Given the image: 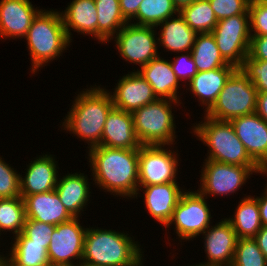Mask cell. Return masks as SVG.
I'll use <instances>...</instances> for the list:
<instances>
[{
    "mask_svg": "<svg viewBox=\"0 0 267 266\" xmlns=\"http://www.w3.org/2000/svg\"><path fill=\"white\" fill-rule=\"evenodd\" d=\"M258 169L259 166H239L205 160L198 191L206 198L234 195L253 173L257 174Z\"/></svg>",
    "mask_w": 267,
    "mask_h": 266,
    "instance_id": "9c48e42d",
    "label": "cell"
},
{
    "mask_svg": "<svg viewBox=\"0 0 267 266\" xmlns=\"http://www.w3.org/2000/svg\"><path fill=\"white\" fill-rule=\"evenodd\" d=\"M178 12L172 0H143L137 14L129 22L133 20L132 24L157 28L158 24Z\"/></svg>",
    "mask_w": 267,
    "mask_h": 266,
    "instance_id": "4dcf8cb0",
    "label": "cell"
},
{
    "mask_svg": "<svg viewBox=\"0 0 267 266\" xmlns=\"http://www.w3.org/2000/svg\"><path fill=\"white\" fill-rule=\"evenodd\" d=\"M95 185L104 192L134 198L139 187V149L96 146L88 149Z\"/></svg>",
    "mask_w": 267,
    "mask_h": 266,
    "instance_id": "6da1fadb",
    "label": "cell"
},
{
    "mask_svg": "<svg viewBox=\"0 0 267 266\" xmlns=\"http://www.w3.org/2000/svg\"><path fill=\"white\" fill-rule=\"evenodd\" d=\"M178 185V182H169L159 185L139 186L134 199L138 197L140 191H144L143 202L146 210L151 215L150 217L166 227L182 193L185 191V188L182 189L181 187L180 189Z\"/></svg>",
    "mask_w": 267,
    "mask_h": 266,
    "instance_id": "ac0fdd59",
    "label": "cell"
},
{
    "mask_svg": "<svg viewBox=\"0 0 267 266\" xmlns=\"http://www.w3.org/2000/svg\"><path fill=\"white\" fill-rule=\"evenodd\" d=\"M223 219L214 226L210 225L202 233L205 256L208 259L199 263V266L232 265L238 237L230 222L226 218Z\"/></svg>",
    "mask_w": 267,
    "mask_h": 266,
    "instance_id": "5bb4252c",
    "label": "cell"
},
{
    "mask_svg": "<svg viewBox=\"0 0 267 266\" xmlns=\"http://www.w3.org/2000/svg\"><path fill=\"white\" fill-rule=\"evenodd\" d=\"M154 29L156 28L128 22L111 40L114 39L122 59L143 67L160 56L157 49L159 44L156 34L158 33Z\"/></svg>",
    "mask_w": 267,
    "mask_h": 266,
    "instance_id": "8fae6325",
    "label": "cell"
},
{
    "mask_svg": "<svg viewBox=\"0 0 267 266\" xmlns=\"http://www.w3.org/2000/svg\"><path fill=\"white\" fill-rule=\"evenodd\" d=\"M194 0H172L174 5L180 10L182 7L189 5L193 2Z\"/></svg>",
    "mask_w": 267,
    "mask_h": 266,
    "instance_id": "7dc6e473",
    "label": "cell"
},
{
    "mask_svg": "<svg viewBox=\"0 0 267 266\" xmlns=\"http://www.w3.org/2000/svg\"><path fill=\"white\" fill-rule=\"evenodd\" d=\"M190 53L197 72H205L228 65L221 56L212 33H197Z\"/></svg>",
    "mask_w": 267,
    "mask_h": 266,
    "instance_id": "f1b7e54d",
    "label": "cell"
},
{
    "mask_svg": "<svg viewBox=\"0 0 267 266\" xmlns=\"http://www.w3.org/2000/svg\"><path fill=\"white\" fill-rule=\"evenodd\" d=\"M126 232L87 227L81 263L98 266H144L143 251Z\"/></svg>",
    "mask_w": 267,
    "mask_h": 266,
    "instance_id": "3957f363",
    "label": "cell"
},
{
    "mask_svg": "<svg viewBox=\"0 0 267 266\" xmlns=\"http://www.w3.org/2000/svg\"><path fill=\"white\" fill-rule=\"evenodd\" d=\"M167 145H142L139 148V186L177 182L178 150ZM173 151V152H172Z\"/></svg>",
    "mask_w": 267,
    "mask_h": 266,
    "instance_id": "7c38bea8",
    "label": "cell"
},
{
    "mask_svg": "<svg viewBox=\"0 0 267 266\" xmlns=\"http://www.w3.org/2000/svg\"><path fill=\"white\" fill-rule=\"evenodd\" d=\"M89 178L84 173H67L58 178L55 191L66 210L73 217H80L90 198Z\"/></svg>",
    "mask_w": 267,
    "mask_h": 266,
    "instance_id": "d4e9b609",
    "label": "cell"
},
{
    "mask_svg": "<svg viewBox=\"0 0 267 266\" xmlns=\"http://www.w3.org/2000/svg\"><path fill=\"white\" fill-rule=\"evenodd\" d=\"M230 122L250 158L258 166L267 165V122L256 112Z\"/></svg>",
    "mask_w": 267,
    "mask_h": 266,
    "instance_id": "2e32d148",
    "label": "cell"
},
{
    "mask_svg": "<svg viewBox=\"0 0 267 266\" xmlns=\"http://www.w3.org/2000/svg\"><path fill=\"white\" fill-rule=\"evenodd\" d=\"M207 198L198 190L184 191L173 211L166 228L175 225V233L179 241H189L202 234L211 224L210 206L207 204Z\"/></svg>",
    "mask_w": 267,
    "mask_h": 266,
    "instance_id": "ba28073f",
    "label": "cell"
},
{
    "mask_svg": "<svg viewBox=\"0 0 267 266\" xmlns=\"http://www.w3.org/2000/svg\"><path fill=\"white\" fill-rule=\"evenodd\" d=\"M79 266H98V265H90V264H87V263H81Z\"/></svg>",
    "mask_w": 267,
    "mask_h": 266,
    "instance_id": "681fc988",
    "label": "cell"
},
{
    "mask_svg": "<svg viewBox=\"0 0 267 266\" xmlns=\"http://www.w3.org/2000/svg\"><path fill=\"white\" fill-rule=\"evenodd\" d=\"M257 90L248 76L236 68L218 95L213 106L204 113L206 116L220 121L256 112Z\"/></svg>",
    "mask_w": 267,
    "mask_h": 266,
    "instance_id": "52a82bcc",
    "label": "cell"
},
{
    "mask_svg": "<svg viewBox=\"0 0 267 266\" xmlns=\"http://www.w3.org/2000/svg\"><path fill=\"white\" fill-rule=\"evenodd\" d=\"M14 238V239H13ZM9 256L23 266H49L48 250L44 244L30 243L22 233L14 236Z\"/></svg>",
    "mask_w": 267,
    "mask_h": 266,
    "instance_id": "f546056e",
    "label": "cell"
},
{
    "mask_svg": "<svg viewBox=\"0 0 267 266\" xmlns=\"http://www.w3.org/2000/svg\"><path fill=\"white\" fill-rule=\"evenodd\" d=\"M41 10L35 8L30 0H1L0 39L25 38L33 19Z\"/></svg>",
    "mask_w": 267,
    "mask_h": 266,
    "instance_id": "e0dca14e",
    "label": "cell"
},
{
    "mask_svg": "<svg viewBox=\"0 0 267 266\" xmlns=\"http://www.w3.org/2000/svg\"><path fill=\"white\" fill-rule=\"evenodd\" d=\"M231 266H267V259L253 238H239Z\"/></svg>",
    "mask_w": 267,
    "mask_h": 266,
    "instance_id": "836d02e7",
    "label": "cell"
},
{
    "mask_svg": "<svg viewBox=\"0 0 267 266\" xmlns=\"http://www.w3.org/2000/svg\"><path fill=\"white\" fill-rule=\"evenodd\" d=\"M256 198L258 202L262 226H267V196L262 192V195L259 197L256 196Z\"/></svg>",
    "mask_w": 267,
    "mask_h": 266,
    "instance_id": "f6af8a7d",
    "label": "cell"
},
{
    "mask_svg": "<svg viewBox=\"0 0 267 266\" xmlns=\"http://www.w3.org/2000/svg\"><path fill=\"white\" fill-rule=\"evenodd\" d=\"M1 259H2V255L0 254V266H1Z\"/></svg>",
    "mask_w": 267,
    "mask_h": 266,
    "instance_id": "816d5d0a",
    "label": "cell"
},
{
    "mask_svg": "<svg viewBox=\"0 0 267 266\" xmlns=\"http://www.w3.org/2000/svg\"><path fill=\"white\" fill-rule=\"evenodd\" d=\"M53 156L51 154L37 156L27 165L25 176H20L21 196L55 190L59 178L57 170L59 166Z\"/></svg>",
    "mask_w": 267,
    "mask_h": 266,
    "instance_id": "d6986e66",
    "label": "cell"
},
{
    "mask_svg": "<svg viewBox=\"0 0 267 266\" xmlns=\"http://www.w3.org/2000/svg\"><path fill=\"white\" fill-rule=\"evenodd\" d=\"M49 266H68V265H49Z\"/></svg>",
    "mask_w": 267,
    "mask_h": 266,
    "instance_id": "f907efd6",
    "label": "cell"
},
{
    "mask_svg": "<svg viewBox=\"0 0 267 266\" xmlns=\"http://www.w3.org/2000/svg\"><path fill=\"white\" fill-rule=\"evenodd\" d=\"M217 20L236 15H249L250 0H208Z\"/></svg>",
    "mask_w": 267,
    "mask_h": 266,
    "instance_id": "74e56055",
    "label": "cell"
},
{
    "mask_svg": "<svg viewBox=\"0 0 267 266\" xmlns=\"http://www.w3.org/2000/svg\"><path fill=\"white\" fill-rule=\"evenodd\" d=\"M21 197L25 203L26 219L56 226L73 218L55 190Z\"/></svg>",
    "mask_w": 267,
    "mask_h": 266,
    "instance_id": "44dd1931",
    "label": "cell"
},
{
    "mask_svg": "<svg viewBox=\"0 0 267 266\" xmlns=\"http://www.w3.org/2000/svg\"><path fill=\"white\" fill-rule=\"evenodd\" d=\"M240 68L253 82L258 93H267V61L255 60L247 55Z\"/></svg>",
    "mask_w": 267,
    "mask_h": 266,
    "instance_id": "d590c367",
    "label": "cell"
},
{
    "mask_svg": "<svg viewBox=\"0 0 267 266\" xmlns=\"http://www.w3.org/2000/svg\"><path fill=\"white\" fill-rule=\"evenodd\" d=\"M68 4L60 13L70 42L73 35L71 30L98 40V16L94 0H72Z\"/></svg>",
    "mask_w": 267,
    "mask_h": 266,
    "instance_id": "cb8c5ba5",
    "label": "cell"
},
{
    "mask_svg": "<svg viewBox=\"0 0 267 266\" xmlns=\"http://www.w3.org/2000/svg\"><path fill=\"white\" fill-rule=\"evenodd\" d=\"M56 226L36 221L33 219H26L23 226L22 234L30 239V243L44 244V247L48 250L51 234Z\"/></svg>",
    "mask_w": 267,
    "mask_h": 266,
    "instance_id": "8d00e7d4",
    "label": "cell"
},
{
    "mask_svg": "<svg viewBox=\"0 0 267 266\" xmlns=\"http://www.w3.org/2000/svg\"><path fill=\"white\" fill-rule=\"evenodd\" d=\"M251 36L267 35V3L250 0L248 7Z\"/></svg>",
    "mask_w": 267,
    "mask_h": 266,
    "instance_id": "f35d334b",
    "label": "cell"
},
{
    "mask_svg": "<svg viewBox=\"0 0 267 266\" xmlns=\"http://www.w3.org/2000/svg\"><path fill=\"white\" fill-rule=\"evenodd\" d=\"M251 195L240 199L231 218H226L239 238H253L262 228L257 198Z\"/></svg>",
    "mask_w": 267,
    "mask_h": 266,
    "instance_id": "4316f807",
    "label": "cell"
},
{
    "mask_svg": "<svg viewBox=\"0 0 267 266\" xmlns=\"http://www.w3.org/2000/svg\"><path fill=\"white\" fill-rule=\"evenodd\" d=\"M143 0H119L123 17L129 22L136 14Z\"/></svg>",
    "mask_w": 267,
    "mask_h": 266,
    "instance_id": "b9f144b4",
    "label": "cell"
},
{
    "mask_svg": "<svg viewBox=\"0 0 267 266\" xmlns=\"http://www.w3.org/2000/svg\"><path fill=\"white\" fill-rule=\"evenodd\" d=\"M235 69V66L228 64L213 70L200 71L188 82L187 89L198 98L203 109L205 107L204 113L216 102L219 93Z\"/></svg>",
    "mask_w": 267,
    "mask_h": 266,
    "instance_id": "603a6c76",
    "label": "cell"
},
{
    "mask_svg": "<svg viewBox=\"0 0 267 266\" xmlns=\"http://www.w3.org/2000/svg\"><path fill=\"white\" fill-rule=\"evenodd\" d=\"M20 172L0 157V199L20 197Z\"/></svg>",
    "mask_w": 267,
    "mask_h": 266,
    "instance_id": "e575fe53",
    "label": "cell"
},
{
    "mask_svg": "<svg viewBox=\"0 0 267 266\" xmlns=\"http://www.w3.org/2000/svg\"><path fill=\"white\" fill-rule=\"evenodd\" d=\"M98 16V41L109 43L128 23L120 10L119 0H94Z\"/></svg>",
    "mask_w": 267,
    "mask_h": 266,
    "instance_id": "83f0119b",
    "label": "cell"
},
{
    "mask_svg": "<svg viewBox=\"0 0 267 266\" xmlns=\"http://www.w3.org/2000/svg\"><path fill=\"white\" fill-rule=\"evenodd\" d=\"M158 26L161 30V33L157 35L159 36V47L162 46L167 52H175L176 54L191 51L197 33L187 25L179 12L178 15L169 17Z\"/></svg>",
    "mask_w": 267,
    "mask_h": 266,
    "instance_id": "484cf974",
    "label": "cell"
},
{
    "mask_svg": "<svg viewBox=\"0 0 267 266\" xmlns=\"http://www.w3.org/2000/svg\"><path fill=\"white\" fill-rule=\"evenodd\" d=\"M203 119L204 122L199 121L191 129L194 135L198 136V140L209 149L204 160L239 166H258L236 136L230 121L215 120L206 115Z\"/></svg>",
    "mask_w": 267,
    "mask_h": 266,
    "instance_id": "5b68a950",
    "label": "cell"
},
{
    "mask_svg": "<svg viewBox=\"0 0 267 266\" xmlns=\"http://www.w3.org/2000/svg\"><path fill=\"white\" fill-rule=\"evenodd\" d=\"M137 71L152 86L158 99L181 101L177 91L180 82L176 78L170 60L158 56Z\"/></svg>",
    "mask_w": 267,
    "mask_h": 266,
    "instance_id": "7402d4cb",
    "label": "cell"
},
{
    "mask_svg": "<svg viewBox=\"0 0 267 266\" xmlns=\"http://www.w3.org/2000/svg\"><path fill=\"white\" fill-rule=\"evenodd\" d=\"M25 39L32 62V74L62 56L71 43L65 31L62 15L54 9H42L37 14Z\"/></svg>",
    "mask_w": 267,
    "mask_h": 266,
    "instance_id": "277c9868",
    "label": "cell"
},
{
    "mask_svg": "<svg viewBox=\"0 0 267 266\" xmlns=\"http://www.w3.org/2000/svg\"><path fill=\"white\" fill-rule=\"evenodd\" d=\"M25 220V203L21 196L0 199V236L3 231L14 236L22 233Z\"/></svg>",
    "mask_w": 267,
    "mask_h": 266,
    "instance_id": "d6a6232c",
    "label": "cell"
},
{
    "mask_svg": "<svg viewBox=\"0 0 267 266\" xmlns=\"http://www.w3.org/2000/svg\"><path fill=\"white\" fill-rule=\"evenodd\" d=\"M211 33L223 59L228 64L240 68L249 52V15H236L219 20Z\"/></svg>",
    "mask_w": 267,
    "mask_h": 266,
    "instance_id": "30bf717a",
    "label": "cell"
},
{
    "mask_svg": "<svg viewBox=\"0 0 267 266\" xmlns=\"http://www.w3.org/2000/svg\"><path fill=\"white\" fill-rule=\"evenodd\" d=\"M1 266H23V265L17 264L11 257H9L8 254L7 256H4L3 254L1 259Z\"/></svg>",
    "mask_w": 267,
    "mask_h": 266,
    "instance_id": "bcb514c9",
    "label": "cell"
},
{
    "mask_svg": "<svg viewBox=\"0 0 267 266\" xmlns=\"http://www.w3.org/2000/svg\"><path fill=\"white\" fill-rule=\"evenodd\" d=\"M133 71L117 81L114 92L108 90L114 108L130 113L158 99L152 86L138 71Z\"/></svg>",
    "mask_w": 267,
    "mask_h": 266,
    "instance_id": "9a60e30c",
    "label": "cell"
},
{
    "mask_svg": "<svg viewBox=\"0 0 267 266\" xmlns=\"http://www.w3.org/2000/svg\"><path fill=\"white\" fill-rule=\"evenodd\" d=\"M80 222L78 217H73L56 225L48 247L49 264L68 266L81 264L87 228L81 226Z\"/></svg>",
    "mask_w": 267,
    "mask_h": 266,
    "instance_id": "4fadbf2b",
    "label": "cell"
},
{
    "mask_svg": "<svg viewBox=\"0 0 267 266\" xmlns=\"http://www.w3.org/2000/svg\"><path fill=\"white\" fill-rule=\"evenodd\" d=\"M101 146L139 149L142 145L135 133L132 113L113 108L106 119Z\"/></svg>",
    "mask_w": 267,
    "mask_h": 266,
    "instance_id": "ffe728a7",
    "label": "cell"
},
{
    "mask_svg": "<svg viewBox=\"0 0 267 266\" xmlns=\"http://www.w3.org/2000/svg\"><path fill=\"white\" fill-rule=\"evenodd\" d=\"M172 60L173 61H170V64L175 72L176 78L179 80V82L181 80L183 82L186 80L184 83V88L187 87L186 83H188L197 74L196 66L193 58L191 57V53L182 52Z\"/></svg>",
    "mask_w": 267,
    "mask_h": 266,
    "instance_id": "ab89813d",
    "label": "cell"
},
{
    "mask_svg": "<svg viewBox=\"0 0 267 266\" xmlns=\"http://www.w3.org/2000/svg\"><path fill=\"white\" fill-rule=\"evenodd\" d=\"M248 56L255 60L267 61V35L251 36Z\"/></svg>",
    "mask_w": 267,
    "mask_h": 266,
    "instance_id": "60d3db41",
    "label": "cell"
},
{
    "mask_svg": "<svg viewBox=\"0 0 267 266\" xmlns=\"http://www.w3.org/2000/svg\"><path fill=\"white\" fill-rule=\"evenodd\" d=\"M253 239L256 241L259 249L267 259V226H262Z\"/></svg>",
    "mask_w": 267,
    "mask_h": 266,
    "instance_id": "7bdbcfd3",
    "label": "cell"
},
{
    "mask_svg": "<svg viewBox=\"0 0 267 266\" xmlns=\"http://www.w3.org/2000/svg\"><path fill=\"white\" fill-rule=\"evenodd\" d=\"M90 87L77 94L61 125L67 133L88 143L89 149L101 145L107 116L114 108L108 90L96 84Z\"/></svg>",
    "mask_w": 267,
    "mask_h": 266,
    "instance_id": "7a4b0ae2",
    "label": "cell"
},
{
    "mask_svg": "<svg viewBox=\"0 0 267 266\" xmlns=\"http://www.w3.org/2000/svg\"><path fill=\"white\" fill-rule=\"evenodd\" d=\"M260 173V175L263 174V176H267V165H264V166H259V169L257 171V174ZM265 189H264V194L267 196V183H266V186H264Z\"/></svg>",
    "mask_w": 267,
    "mask_h": 266,
    "instance_id": "c3c4849f",
    "label": "cell"
},
{
    "mask_svg": "<svg viewBox=\"0 0 267 266\" xmlns=\"http://www.w3.org/2000/svg\"><path fill=\"white\" fill-rule=\"evenodd\" d=\"M180 101L157 99L132 112L135 133L141 145H175L176 126L172 106ZM173 104V105H172Z\"/></svg>",
    "mask_w": 267,
    "mask_h": 266,
    "instance_id": "8992f818",
    "label": "cell"
},
{
    "mask_svg": "<svg viewBox=\"0 0 267 266\" xmlns=\"http://www.w3.org/2000/svg\"><path fill=\"white\" fill-rule=\"evenodd\" d=\"M179 13L196 33H211L218 23L208 0H194L182 7Z\"/></svg>",
    "mask_w": 267,
    "mask_h": 266,
    "instance_id": "1f68e13d",
    "label": "cell"
},
{
    "mask_svg": "<svg viewBox=\"0 0 267 266\" xmlns=\"http://www.w3.org/2000/svg\"><path fill=\"white\" fill-rule=\"evenodd\" d=\"M256 113L267 122V93L257 94Z\"/></svg>",
    "mask_w": 267,
    "mask_h": 266,
    "instance_id": "ee69618b",
    "label": "cell"
}]
</instances>
